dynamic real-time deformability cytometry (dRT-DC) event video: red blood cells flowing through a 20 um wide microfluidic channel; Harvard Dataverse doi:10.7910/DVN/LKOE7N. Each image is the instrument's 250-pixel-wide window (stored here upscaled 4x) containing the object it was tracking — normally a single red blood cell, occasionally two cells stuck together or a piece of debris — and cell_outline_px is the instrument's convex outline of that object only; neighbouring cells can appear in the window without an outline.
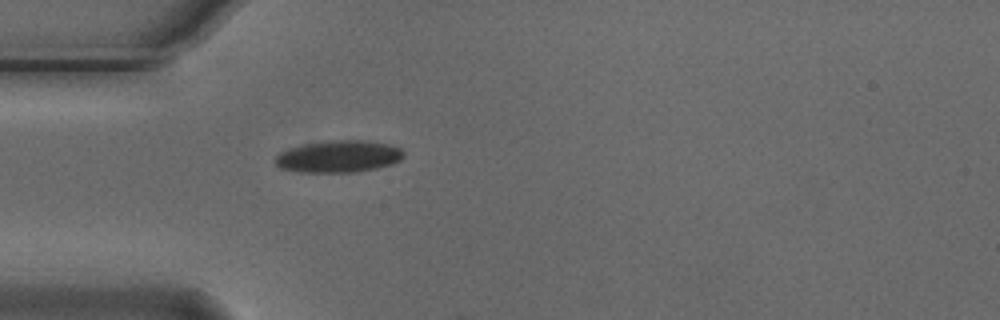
{"species": "Egyptian fruit bat (a non-hibernating species)", "species_latin": "Rousettus aegyptiacus", "temperature_condition": "cold", "stored_images_in_passage": 1, "camera_frame_rate_fps": 3000, "um_per_image_px": 0.085, "animal": {"sex": "male"}, "frame": {"image": 1, "passage_image": 1, "time_ms": 0.0, "image_size_px": [1000, 320], "cell_outline_px": [[404, 156], [400, 160], [392, 164], [376, 168], [356, 172], [300, 172], [280, 168], [276, 164], [276, 156], [280, 152], [304, 144], [328, 140], [364, 140], [388, 144], [400, 148], [404, 152]], "centroid_in_image_um": [28.8, 13.3], "position_along_channel_um": 56.2, "area_um2": 23.87}}